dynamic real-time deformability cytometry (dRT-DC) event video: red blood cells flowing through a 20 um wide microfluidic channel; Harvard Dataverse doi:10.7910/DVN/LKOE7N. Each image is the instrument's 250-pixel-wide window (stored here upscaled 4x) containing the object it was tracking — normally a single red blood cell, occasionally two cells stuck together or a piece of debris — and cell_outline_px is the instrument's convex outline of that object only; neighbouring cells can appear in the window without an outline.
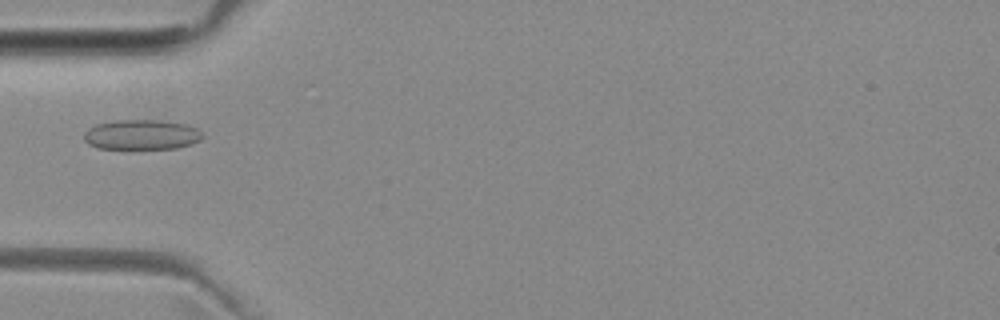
{"species": "common noctule bat (a hibernating species)", "species_latin": "Nyctalus noctula", "temperature_condition": "room temperature", "stored_images_in_passage": 6, "camera_frame_rate_fps": 3000, "um_per_image_px": 0.085, "animal": {"sex": "female", "body_mass_g": 29.2, "forearm_length_mm": 56.3}, "frame": {"image": 1, "passage_image": 5, "time_ms": 4.667, "image_size_px": [1000, 320], "cell_outline_px": [[204, 136], [200, 140], [192, 144], [176, 148], [96, 148], [88, 144], [84, 140], [84, 132], [88, 128], [96, 124], [112, 120], [152, 120], [184, 124], [196, 128]], "centroid_in_image_um": [11.99, 11.45], "position_along_channel_um": 73.0, "area_um2": 20.58}}
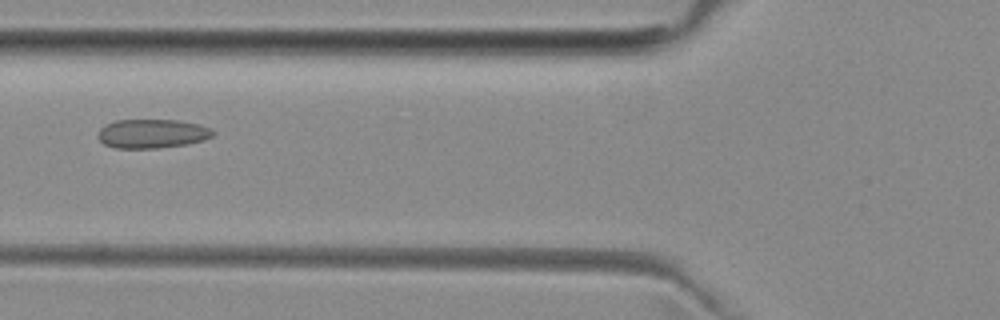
{"frame": {"image": 2, "passage_image": 6, "time_ms": 5.667, "image_size_px": [1000, 320], "cell_outline_px": [[216, 132], [212, 136], [204, 140], [188, 144], [156, 148], [116, 148], [104, 144], [96, 136], [96, 132], [104, 124], [116, 120], [176, 120], [200, 124], [212, 128]], "centroid_in_image_um": [12.92, 11.35], "position_along_channel_um": 112.9, "area_um2": 19.71}}